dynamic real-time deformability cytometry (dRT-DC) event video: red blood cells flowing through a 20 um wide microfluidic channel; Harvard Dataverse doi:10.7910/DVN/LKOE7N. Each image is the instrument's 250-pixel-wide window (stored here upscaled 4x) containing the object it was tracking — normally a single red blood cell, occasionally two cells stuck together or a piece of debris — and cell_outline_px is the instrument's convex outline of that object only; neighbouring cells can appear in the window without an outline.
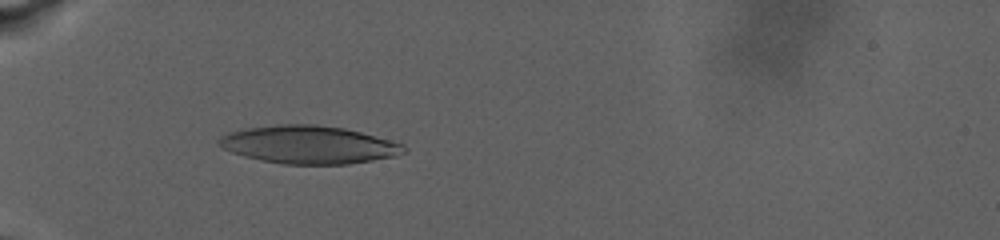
{"species": "human", "species_latin": "Homo sapiens", "temperature_condition": "warm", "stored_images_in_passage": 24, "camera_frame_rate_fps": 3000, "um_per_image_px": 0.085, "donor": {"sex": "male"}, "frame": {"image": 1, "passage_image": 6, "time_ms": 5.667, "image_size_px": [1000, 240], "cell_outline_px": [[408, 152], [396, 156], [348, 164], [284, 164], [260, 160], [244, 156], [232, 152], [216, 144], [216, 140], [220, 136], [228, 132], [240, 128], [276, 124], [316, 124], [344, 128], [360, 132], [404, 144], [408, 148]], "centroid_in_image_um": [26.21, 12.29], "position_along_channel_um": 58.8, "area_um2": 41.27}}
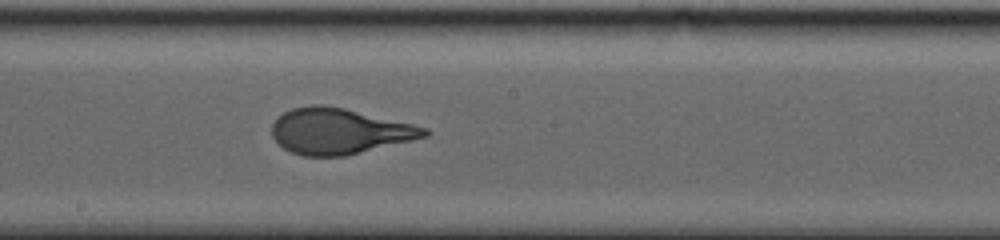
{"frame": {"image": 2, "passage_image": 13, "time_ms": 12.667, "image_size_px": [1000, 240], "cell_outline_px": [[428, 136], [412, 140], [344, 156], [304, 156], [292, 152], [284, 148], [272, 136], [272, 124], [276, 116], [292, 108], [312, 104], [320, 104], [344, 108], [412, 124], [428, 128]], "centroid_in_image_um": [28.8, 11.14], "position_along_channel_um": 219.4, "area_um2": 40.4}}
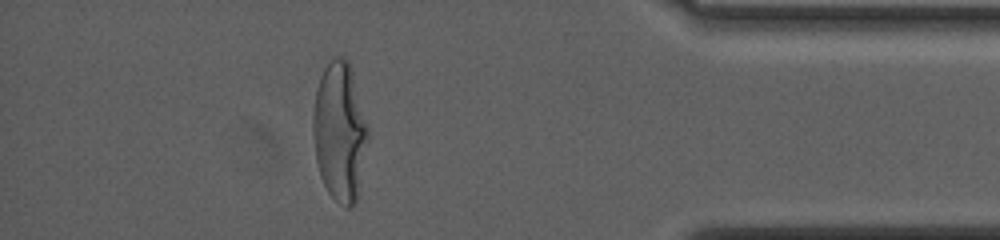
{"frame": {"image": 3, "passage_image": 22, "time_ms": 21.0, "image_size_px": [1000, 240], "cell_outline_px": [[368, 140], [356, 204], [352, 208], [344, 208], [328, 192], [320, 176], [316, 160], [312, 132], [312, 116], [316, 88], [320, 76], [324, 68], [336, 56], [340, 56], [348, 60], [352, 72], [368, 128]], "centroid_in_image_um": [28.86, 11.23], "position_along_channel_um": 406.3, "area_um2": 44.51}, "authors_computed_cell_mechanics": {"area_um2": 40.8068, "velocity_mm_per_s": 2.5819, "shape_relaxation_time_tau1_ms": 5.922, "shape_relaxation_time_tau2_ms": null, "deformation_change_tau1": 0.2288, "deformation_change_tau2": null}}